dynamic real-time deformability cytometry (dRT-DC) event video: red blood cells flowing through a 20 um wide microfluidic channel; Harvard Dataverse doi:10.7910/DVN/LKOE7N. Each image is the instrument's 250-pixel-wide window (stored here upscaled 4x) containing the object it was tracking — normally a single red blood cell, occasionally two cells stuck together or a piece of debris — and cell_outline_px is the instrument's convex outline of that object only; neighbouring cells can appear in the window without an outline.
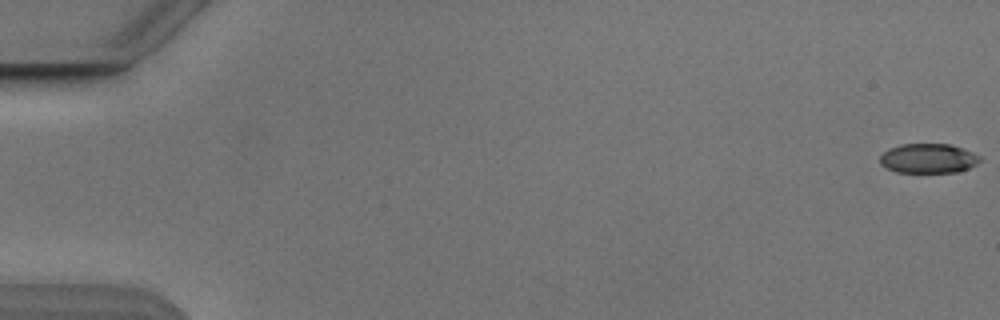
{"species": "Egyptian fruit bat (a non-hibernating species)", "species_latin": "Rousettus aegyptiacus", "temperature_condition": "cold", "stored_images_in_passage": 5, "camera_frame_rate_fps": 3000, "um_per_image_px": 0.085, "animal": {"sex": "male"}, "frame": {"image": 1, "passage_image": 1, "time_ms": 0.0, "image_size_px": [1000, 320], "cell_outline_px": [[980, 160], [976, 164], [968, 168], [956, 172], [896, 172], [880, 164], [880, 156], [888, 148], [900, 144], [948, 144], [964, 148], [980, 156]], "centroid_in_image_um": [78.89, 13.45], "position_along_channel_um": 6.1, "area_um2": 17.17}}
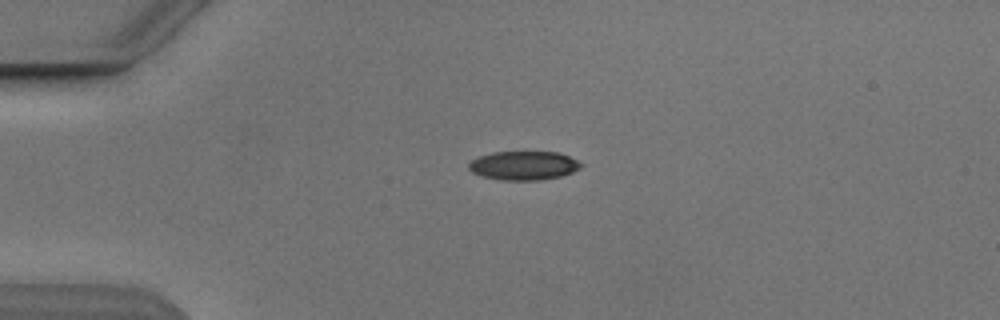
{"frame": {"image": 2, "passage_image": 4, "time_ms": 4.333, "image_size_px": [1000, 320], "cell_outline_px": [[584, 164], [580, 168], [572, 172], [560, 176], [540, 180], [500, 180], [484, 176], [472, 172], [468, 168], [468, 164], [472, 160], [480, 156], [492, 152], [560, 152]], "centroid_in_image_um": [44.52, 14.07], "position_along_channel_um": 40.5, "area_um2": 18.79}}